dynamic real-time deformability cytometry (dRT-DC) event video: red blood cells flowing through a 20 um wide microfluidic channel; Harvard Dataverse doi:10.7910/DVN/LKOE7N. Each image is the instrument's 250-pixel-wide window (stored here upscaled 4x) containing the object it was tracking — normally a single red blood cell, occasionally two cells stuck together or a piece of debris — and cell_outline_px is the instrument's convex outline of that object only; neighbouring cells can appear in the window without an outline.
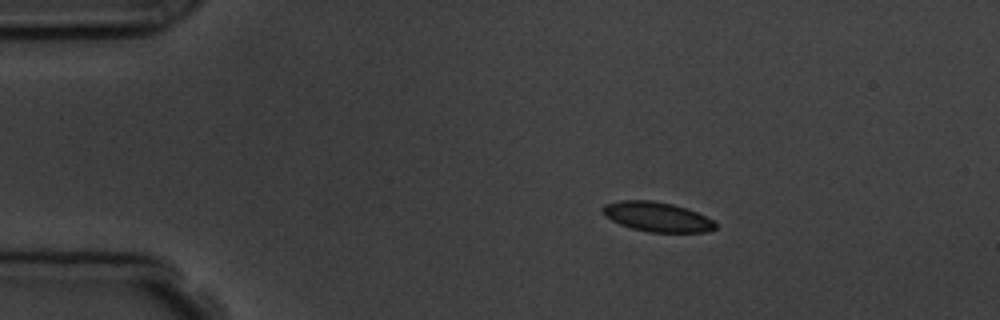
{"species": "common noctule bat (a hibernating species)", "species_latin": "Nyctalus noctula", "temperature_condition": "room temperature", "stored_images_in_passage": 4, "camera_frame_rate_fps": 3000, "um_per_image_px": 0.085, "animal": {"sex": "male", "body_mass_g": 19.5, "forearm_length_mm": 54.6}, "frame": {"image": 1, "passage_image": 2, "time_ms": 2.0, "image_size_px": [1000, 320], "cell_outline_px": [[716, 228], [708, 232], [648, 232], [632, 228], [620, 224], [604, 216], [600, 212], [600, 208], [604, 204], [620, 200], [652, 200], [672, 204], [688, 208], [712, 220], [716, 224]], "centroid_in_image_um": [55.8, 18.42], "position_along_channel_um": 29.2, "area_um2": 19.59}}
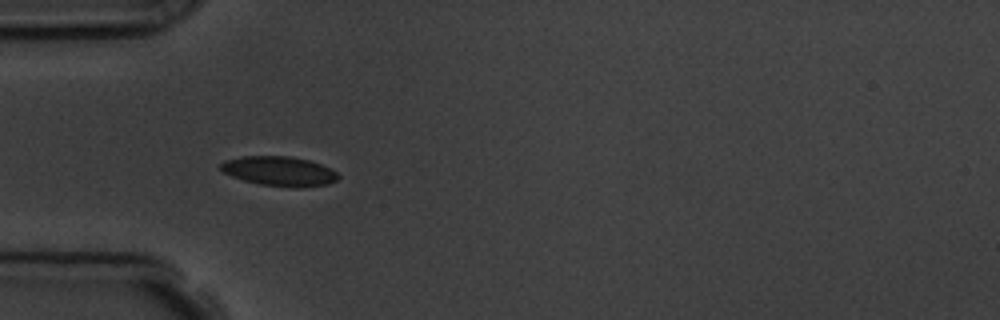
{"frame": {"image": 2, "passage_image": 4, "time_ms": 4.333, "image_size_px": [1000, 320], "cell_outline_px": [[340, 176], [336, 180], [328, 184], [300, 188], [292, 188], [260, 184], [244, 180], [232, 176], [224, 172], [220, 168], [220, 164], [224, 160], [240, 156], [288, 156], [308, 160], [320, 164], [336, 172]], "centroid_in_image_um": [23.73, 14.55], "position_along_channel_um": 61.3, "area_um2": 20.23}}